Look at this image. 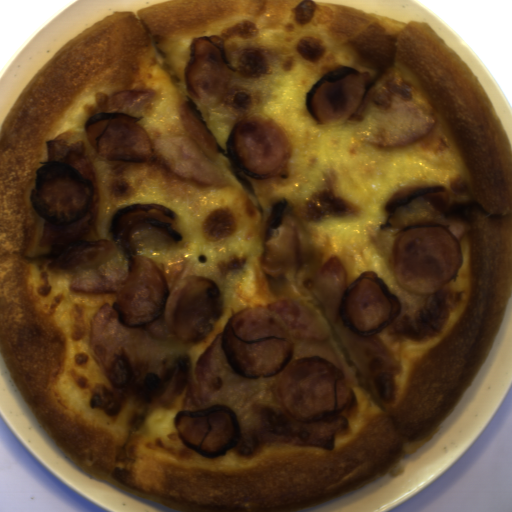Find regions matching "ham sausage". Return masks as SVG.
<instances>
[{
  "mask_svg": "<svg viewBox=\"0 0 512 512\" xmlns=\"http://www.w3.org/2000/svg\"><path fill=\"white\" fill-rule=\"evenodd\" d=\"M221 350L238 376L266 377L281 372L278 394L296 420L337 414L355 394L339 365L325 357H295L284 320L264 306H247L226 319Z\"/></svg>",
  "mask_w": 512,
  "mask_h": 512,
  "instance_id": "1",
  "label": "ham sausage"
},
{
  "mask_svg": "<svg viewBox=\"0 0 512 512\" xmlns=\"http://www.w3.org/2000/svg\"><path fill=\"white\" fill-rule=\"evenodd\" d=\"M123 325L143 327L164 316L173 336L204 340L223 310L215 281L200 275L184 276L168 286L155 259L129 254L128 269L112 306Z\"/></svg>",
  "mask_w": 512,
  "mask_h": 512,
  "instance_id": "2",
  "label": "ham sausage"
},
{
  "mask_svg": "<svg viewBox=\"0 0 512 512\" xmlns=\"http://www.w3.org/2000/svg\"><path fill=\"white\" fill-rule=\"evenodd\" d=\"M472 228L459 217L405 227L391 244L392 278L404 290L421 294L454 281L464 260L458 239Z\"/></svg>",
  "mask_w": 512,
  "mask_h": 512,
  "instance_id": "3",
  "label": "ham sausage"
},
{
  "mask_svg": "<svg viewBox=\"0 0 512 512\" xmlns=\"http://www.w3.org/2000/svg\"><path fill=\"white\" fill-rule=\"evenodd\" d=\"M226 147L228 161L245 174L264 179L290 168L291 139L274 118L243 115L233 124Z\"/></svg>",
  "mask_w": 512,
  "mask_h": 512,
  "instance_id": "4",
  "label": "ham sausage"
},
{
  "mask_svg": "<svg viewBox=\"0 0 512 512\" xmlns=\"http://www.w3.org/2000/svg\"><path fill=\"white\" fill-rule=\"evenodd\" d=\"M91 178L66 161L41 162L36 168L30 205L53 225L72 226L92 204Z\"/></svg>",
  "mask_w": 512,
  "mask_h": 512,
  "instance_id": "5",
  "label": "ham sausage"
},
{
  "mask_svg": "<svg viewBox=\"0 0 512 512\" xmlns=\"http://www.w3.org/2000/svg\"><path fill=\"white\" fill-rule=\"evenodd\" d=\"M399 309V296L373 270L346 286L337 304V317L341 327L363 337L393 323Z\"/></svg>",
  "mask_w": 512,
  "mask_h": 512,
  "instance_id": "6",
  "label": "ham sausage"
},
{
  "mask_svg": "<svg viewBox=\"0 0 512 512\" xmlns=\"http://www.w3.org/2000/svg\"><path fill=\"white\" fill-rule=\"evenodd\" d=\"M373 78L371 70L359 66H339L321 73L306 95L309 116L318 123L355 115Z\"/></svg>",
  "mask_w": 512,
  "mask_h": 512,
  "instance_id": "7",
  "label": "ham sausage"
},
{
  "mask_svg": "<svg viewBox=\"0 0 512 512\" xmlns=\"http://www.w3.org/2000/svg\"><path fill=\"white\" fill-rule=\"evenodd\" d=\"M141 116L100 111L85 119V136L94 150L112 160H151L158 156L154 138Z\"/></svg>",
  "mask_w": 512,
  "mask_h": 512,
  "instance_id": "8",
  "label": "ham sausage"
},
{
  "mask_svg": "<svg viewBox=\"0 0 512 512\" xmlns=\"http://www.w3.org/2000/svg\"><path fill=\"white\" fill-rule=\"evenodd\" d=\"M174 422L184 445L192 452L217 458L236 447L241 425L232 411L214 404L203 408L180 409Z\"/></svg>",
  "mask_w": 512,
  "mask_h": 512,
  "instance_id": "9",
  "label": "ham sausage"
}]
</instances>
